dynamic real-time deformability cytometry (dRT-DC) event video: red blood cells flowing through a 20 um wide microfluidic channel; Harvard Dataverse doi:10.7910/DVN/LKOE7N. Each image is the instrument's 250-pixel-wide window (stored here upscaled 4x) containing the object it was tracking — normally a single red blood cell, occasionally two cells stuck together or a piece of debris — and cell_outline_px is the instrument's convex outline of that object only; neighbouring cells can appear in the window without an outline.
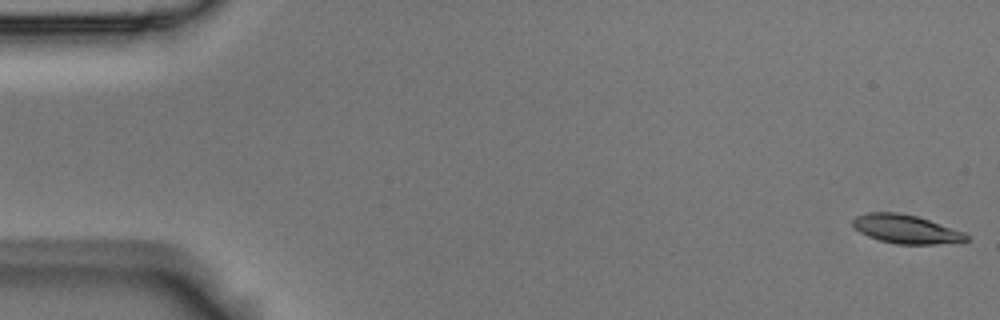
{"species": "Egyptian fruit bat (a non-hibernating species)", "species_latin": "Rousettus aegyptiacus", "temperature_condition": "room temperature", "stored_images_in_passage": 55, "camera_frame_rate_fps": 3000, "um_per_image_px": 0.085, "animal": {"sex": "male"}, "frame": {"image": 1, "passage_image": 1, "time_ms": 0.0, "image_size_px": [1000, 320], "cell_outline_px": [[968, 240], [964, 244], [896, 244], [880, 240], [868, 236], [860, 232], [852, 224], [852, 220], [856, 216], [868, 212], [896, 212], [916, 216], [964, 232], [968, 236]], "centroid_in_image_um": [77.06, 19.49], "position_along_channel_um": 7.9, "area_um2": 19.07}}
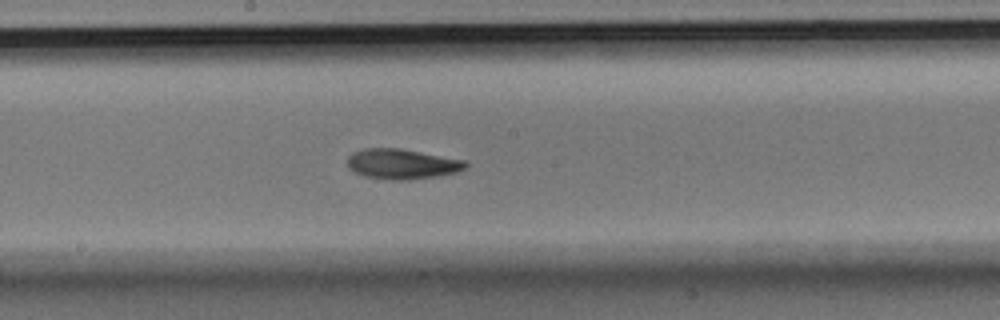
{"frame": {"image": 2, "passage_image": 29, "time_ms": 9.333, "image_size_px": [1000, 320], "cell_outline_px": [[468, 164], [464, 168], [456, 172], [440, 176], [408, 180], [392, 180], [364, 176], [348, 168], [348, 156], [352, 152], [364, 148], [400, 148], [468, 160]], "centroid_in_image_um": [34.2, 13.93], "position_along_channel_um": 214.0, "area_um2": 20.98}}
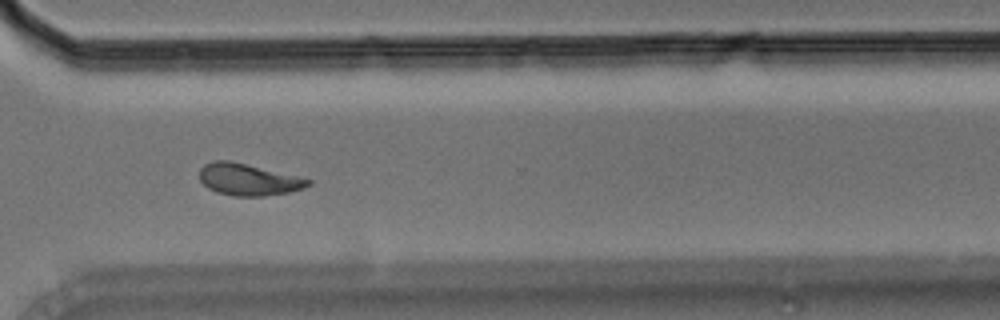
{"frame": {"image": 3, "passage_image": 40, "time_ms": 13.0, "image_size_px": [1000, 320], "cell_outline_px": [[312, 184], [304, 188], [288, 192], [264, 196], [232, 196], [216, 192], [208, 188], [200, 180], [200, 168], [204, 164], [212, 160], [228, 160], [312, 180]], "centroid_in_image_um": [21.07, 15.27], "position_along_channel_um": 349.5, "area_um2": 19.88}}